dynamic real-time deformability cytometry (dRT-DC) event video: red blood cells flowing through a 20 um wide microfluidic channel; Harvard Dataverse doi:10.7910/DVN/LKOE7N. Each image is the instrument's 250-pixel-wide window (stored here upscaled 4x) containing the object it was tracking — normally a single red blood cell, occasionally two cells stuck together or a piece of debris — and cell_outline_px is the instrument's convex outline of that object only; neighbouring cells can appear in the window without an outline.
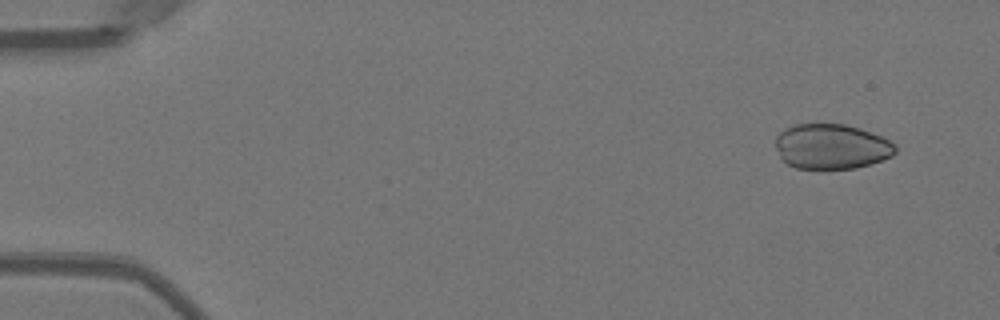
{"species": "Egyptian fruit bat (a non-hibernating species)", "species_latin": "Rousettus aegyptiacus", "temperature_condition": "warm", "stored_images_in_passage": 48, "camera_frame_rate_fps": 3000, "um_per_image_px": 0.085, "animal": {"sex": "female"}, "frame": {"image": 1, "passage_image": 1, "time_ms": 0.0, "image_size_px": [1000, 320], "cell_outline_px": [[896, 152], [892, 156], [856, 168], [796, 168], [788, 164], [780, 156], [776, 148], [776, 136], [780, 132], [796, 124], [844, 124], [860, 128], [880, 136], [896, 144]], "centroid_in_image_um": [70.68, 12.45], "position_along_channel_um": 14.3, "area_um2": 31.15}}
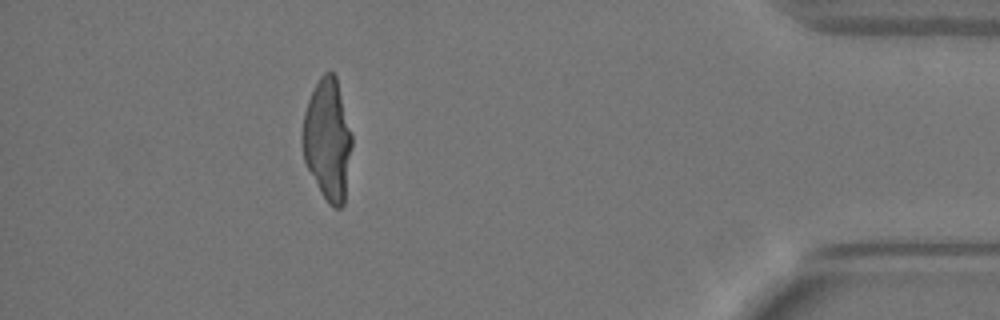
{"frame": {"image": 2, "passage_image": 43, "time_ms": 14.0, "image_size_px": [1000, 320], "cell_outline_px": [[352, 144], [344, 204], [340, 208], [336, 208], [328, 204], [320, 192], [304, 160], [300, 140], [300, 136], [304, 112], [308, 100], [320, 76], [324, 72], [332, 72], [336, 76], [352, 132]], "centroid_in_image_um": [27.83, 11.87], "position_along_channel_um": 407.4, "area_um2": 35.32}}